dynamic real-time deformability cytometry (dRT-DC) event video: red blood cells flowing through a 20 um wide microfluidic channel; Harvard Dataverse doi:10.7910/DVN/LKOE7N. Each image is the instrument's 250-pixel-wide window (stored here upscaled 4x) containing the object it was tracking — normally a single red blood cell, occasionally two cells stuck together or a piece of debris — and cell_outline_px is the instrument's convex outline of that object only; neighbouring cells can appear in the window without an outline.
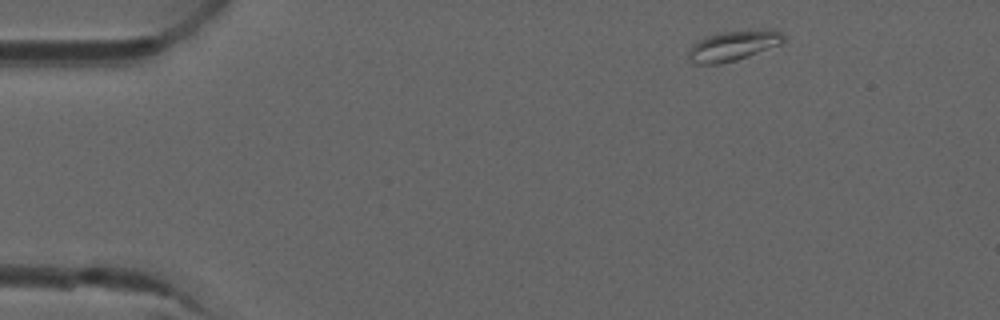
{"species": "common noctule bat (a hibernating species)", "species_latin": "Nyctalus noctula", "temperature_condition": "room temperature", "stored_images_in_passage": 4, "camera_frame_rate_fps": 3000, "um_per_image_px": 0.085, "animal": {"sex": "male", "forearm_length_mm": 52.5}, "frame": {"image": 1, "passage_image": 1, "time_ms": 0.0, "image_size_px": [1000, 320], "cell_outline_px": [[784, 40], [780, 44], [748, 56], [736, 60], [720, 64], [692, 64], [688, 60], [688, 52], [692, 44], [704, 36], [720, 32], [756, 28], [772, 28], [780, 32], [784, 36]], "centroid_in_image_um": [62.3, 3.86], "position_along_channel_um": 22.7, "area_um2": 17.17}}
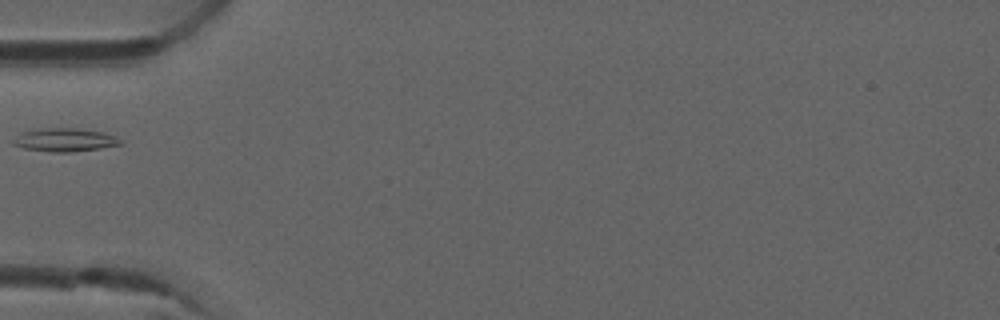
{"frame": {"image": 2, "passage_image": 4, "time_ms": 1.0, "image_size_px": [1000, 320], "cell_outline_px": [[120, 144], [100, 148], [68, 152], [52, 152], [24, 148], [12, 144], [12, 140], [24, 132], [44, 128], [76, 128], [104, 132], [120, 140]], "centroid_in_image_um": [5.47, 11.89], "position_along_channel_um": 79.5, "area_um2": 14.16}}